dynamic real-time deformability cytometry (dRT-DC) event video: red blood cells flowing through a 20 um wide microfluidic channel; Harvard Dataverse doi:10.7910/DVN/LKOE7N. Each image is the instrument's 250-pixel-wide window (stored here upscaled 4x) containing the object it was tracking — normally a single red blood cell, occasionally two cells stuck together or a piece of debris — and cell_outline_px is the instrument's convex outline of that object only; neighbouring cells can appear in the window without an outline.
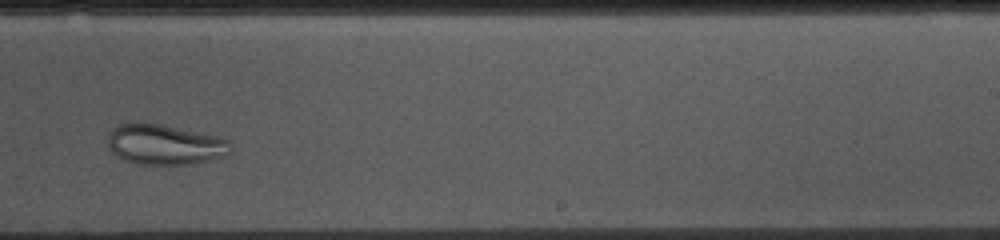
{"species": "common noctule bat (a hibernating species)", "species_latin": "Nyctalus noctula", "temperature_condition": "cold", "stored_images_in_passage": 36, "camera_frame_rate_fps": 3000, "um_per_image_px": 0.085, "animal": {"sex": "female", "body_mass_g": 10.0, "forearm_length_mm": 53.1}, "frame": {"image": 1, "passage_image": 26, "time_ms": 8.333, "image_size_px": [1000, 240], "cell_outline_px": [[232, 144], [228, 152], [212, 160], [192, 164], [136, 164], [124, 160], [116, 156], [108, 148], [108, 136], [112, 128], [120, 124], [160, 124], [220, 136], [228, 140]], "centroid_in_image_um": [14.0, 12.3], "position_along_channel_um": 275.0, "area_um2": 28.67}}